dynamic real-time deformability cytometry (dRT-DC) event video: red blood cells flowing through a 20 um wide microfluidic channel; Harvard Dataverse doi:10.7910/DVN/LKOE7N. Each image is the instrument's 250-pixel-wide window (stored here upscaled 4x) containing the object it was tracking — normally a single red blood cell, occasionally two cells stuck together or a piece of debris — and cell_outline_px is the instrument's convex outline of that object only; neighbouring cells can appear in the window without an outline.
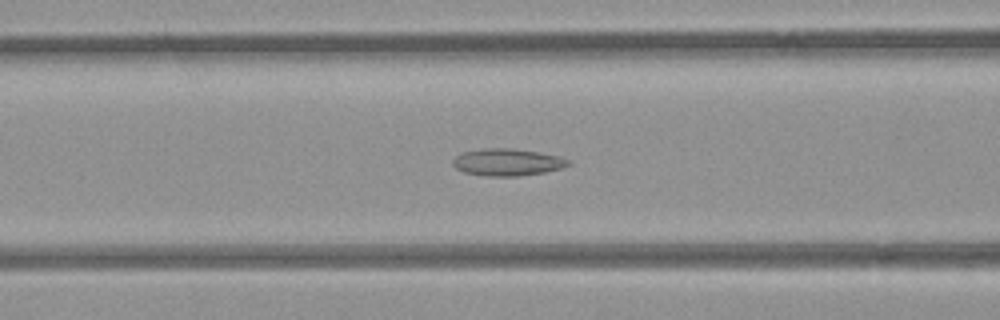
{"species": "common noctule bat (a hibernating species)", "species_latin": "Nyctalus noctula", "temperature_condition": "room temperature", "stored_images_in_passage": 50, "camera_frame_rate_fps": 3000, "um_per_image_px": 0.085, "animal": {"sex": "female", "body_mass_g": 21.9}, "frame": {"image": 1, "passage_image": 18, "time_ms": 5.667, "image_size_px": [1000, 320], "cell_outline_px": [[572, 164], [560, 168], [544, 172], [520, 176], [488, 176], [464, 172], [456, 168], [452, 164], [452, 160], [456, 156], [464, 152], [484, 148], [508, 148], [540, 152], [560, 156], [572, 160]], "centroid_in_image_um": [43.16, 13.78], "position_along_channel_um": 123.4, "area_um2": 18.26}}
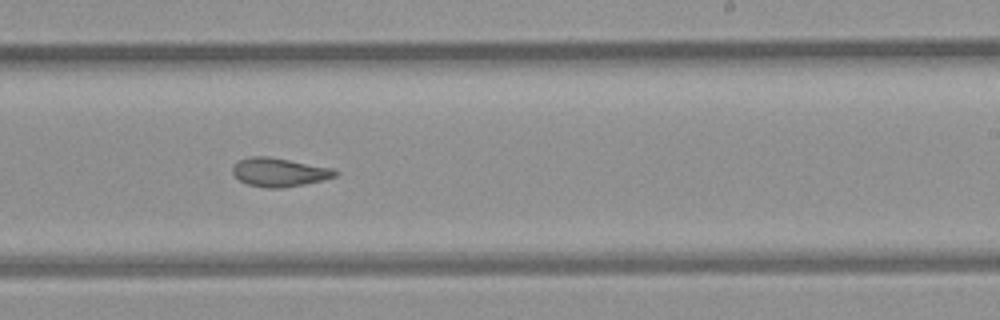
{"frame": {"image": 2, "passage_image": 29, "time_ms": 9.333, "image_size_px": [1000, 320], "cell_outline_px": [[340, 172], [336, 176], [324, 180], [304, 184], [280, 188], [268, 188], [248, 184], [240, 180], [232, 172], [232, 168], [240, 160], [252, 156], [268, 156], [332, 168]], "centroid_in_image_um": [23.77, 14.64], "position_along_channel_um": 265.2, "area_um2": 16.94}}
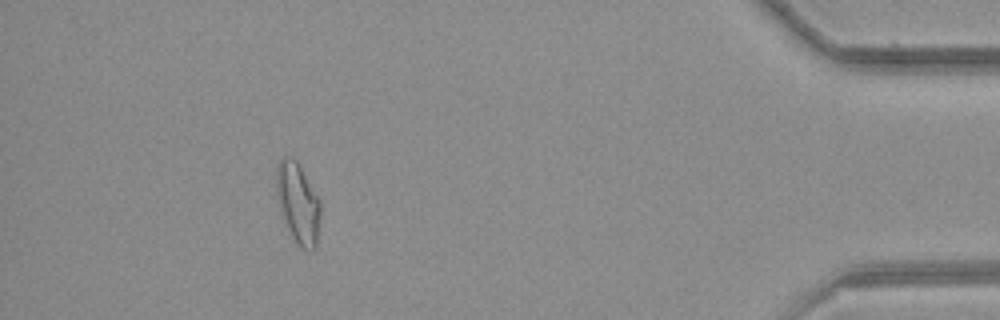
{"frame": {"image": 3, "passage_image": 45, "time_ms": 14.667, "image_size_px": [1000, 320], "cell_outline_px": [[320, 212], [316, 248], [312, 252], [308, 252], [300, 248], [296, 244], [280, 212], [276, 188], [276, 168], [280, 160], [284, 156], [292, 156], [296, 160], [320, 200]], "centroid_in_image_um": [25.33, 17.29], "position_along_channel_um": 409.9, "area_um2": 20.75}, "authors_computed_cell_mechanics": {"area_um2": 18.3226, "velocity_mm_per_s": 3.8621, "shape_relaxation_time_tau1_ms": null, "shape_relaxation_time_tau2_ms": 3.5317, "deformation_change_tau1": null, "deformation_change_tau2": 0.1108}}